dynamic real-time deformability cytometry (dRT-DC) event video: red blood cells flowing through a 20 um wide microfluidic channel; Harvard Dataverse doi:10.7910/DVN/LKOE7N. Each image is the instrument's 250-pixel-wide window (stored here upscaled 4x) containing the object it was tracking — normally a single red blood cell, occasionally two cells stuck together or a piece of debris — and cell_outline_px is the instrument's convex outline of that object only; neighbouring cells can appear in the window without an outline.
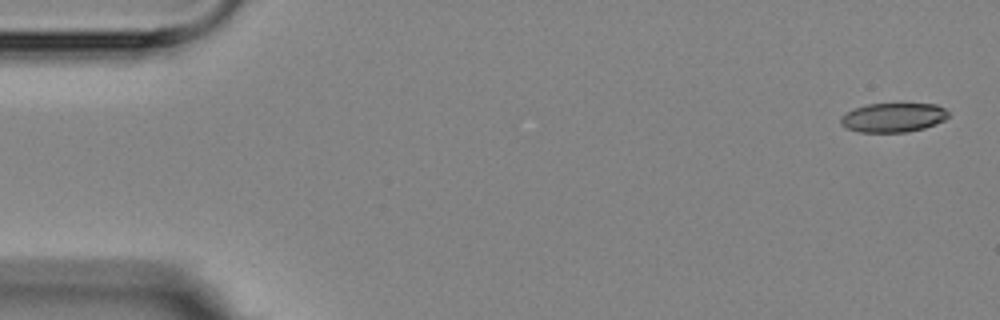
{"species": "Egyptian fruit bat (a non-hibernating species)", "species_latin": "Rousettus aegyptiacus", "temperature_condition": "room temperature", "stored_images_in_passage": 5, "camera_frame_rate_fps": 3000, "um_per_image_px": 0.085, "animal": {"sex": "female"}, "frame": {"image": 1, "passage_image": 1, "time_ms": 0.0, "image_size_px": [1000, 320], "cell_outline_px": [[948, 116], [944, 120], [924, 128], [908, 132], [860, 132], [848, 128], [840, 124], [840, 116], [852, 108], [868, 104], [936, 104], [944, 108], [948, 112]], "centroid_in_image_um": [75.89, 9.98], "position_along_channel_um": 9.1, "area_um2": 18.32}}
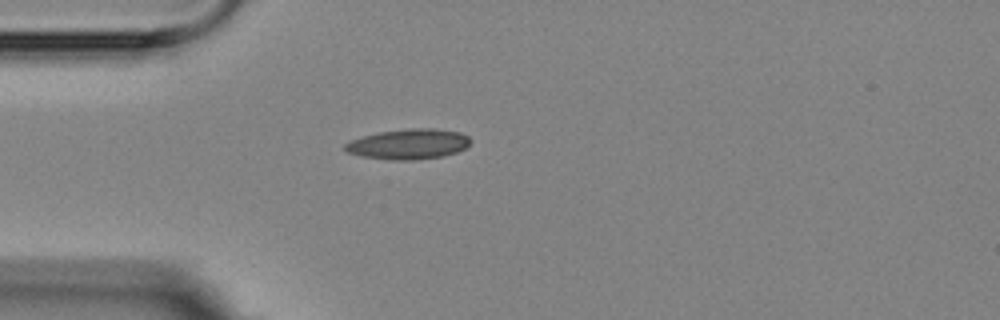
{"frame": {"image": 2, "passage_image": 4, "time_ms": 4.333, "image_size_px": [1000, 320], "cell_outline_px": [[472, 140], [464, 148], [456, 152], [440, 156], [412, 160], [392, 160], [364, 156], [348, 152], [344, 148], [344, 144], [360, 136], [380, 132], [412, 128], [432, 128], [460, 132], [468, 136]], "centroid_in_image_um": [34.72, 12.23], "position_along_channel_um": 50.3, "area_um2": 21.85}}